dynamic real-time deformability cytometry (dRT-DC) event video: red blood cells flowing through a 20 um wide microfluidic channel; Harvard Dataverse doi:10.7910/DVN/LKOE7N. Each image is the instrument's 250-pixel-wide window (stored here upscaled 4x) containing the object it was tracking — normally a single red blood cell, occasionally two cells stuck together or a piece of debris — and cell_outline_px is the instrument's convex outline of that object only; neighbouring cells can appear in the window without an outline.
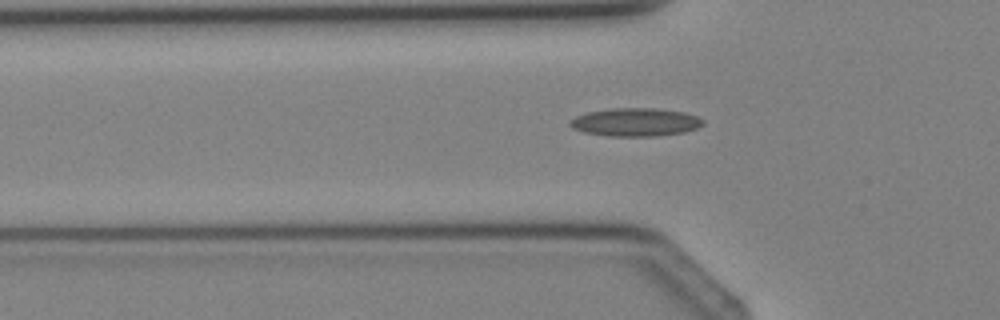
{"species": "Egyptian fruit bat (a non-hibernating species)", "species_latin": "Rousettus aegyptiacus", "temperature_condition": "cold", "stored_images_in_passage": 4, "camera_frame_rate_fps": 3000, "um_per_image_px": 0.085, "animal": {"sex": "female"}, "frame": {"image": 1, "passage_image": 4, "time_ms": 3.667, "image_size_px": [1000, 320], "cell_outline_px": [[704, 124], [696, 128], [684, 132], [656, 136], [608, 136], [584, 132], [572, 128], [568, 124], [568, 120], [576, 116], [588, 112], [612, 108], [656, 108], [684, 112], [696, 116], [704, 120]], "centroid_in_image_um": [53.99, 10.38], "position_along_channel_um": 71.8, "area_um2": 21.91}}